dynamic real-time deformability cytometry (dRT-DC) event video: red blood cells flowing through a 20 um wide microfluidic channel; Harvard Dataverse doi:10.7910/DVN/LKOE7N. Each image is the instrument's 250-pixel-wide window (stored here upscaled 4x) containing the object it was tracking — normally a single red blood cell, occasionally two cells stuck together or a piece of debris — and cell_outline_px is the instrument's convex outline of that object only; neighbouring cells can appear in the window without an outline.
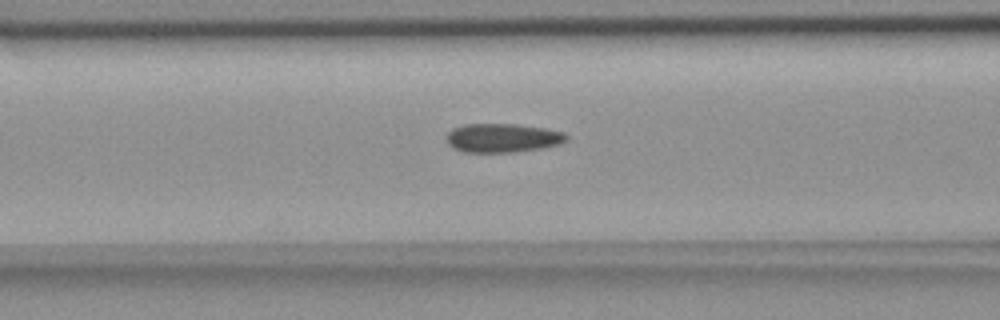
{"species": "common noctule bat (a hibernating species)", "species_latin": "Nyctalus noctula", "temperature_condition": "room temperature", "stored_images_in_passage": 9, "camera_frame_rate_fps": 3000, "um_per_image_px": 0.085, "animal": {"sex": "female", "body_mass_g": 18.4}, "frame": {"image": 1, "passage_image": 7, "time_ms": 8.0, "image_size_px": [1000, 320], "cell_outline_px": [[568, 140], [560, 144], [544, 148], [516, 152], [464, 152], [452, 148], [448, 144], [448, 132], [452, 128], [464, 124], [516, 124], [544, 128], [564, 132], [568, 136]], "centroid_in_image_um": [42.74, 11.73], "position_along_channel_um": 123.9, "area_um2": 20.35}}
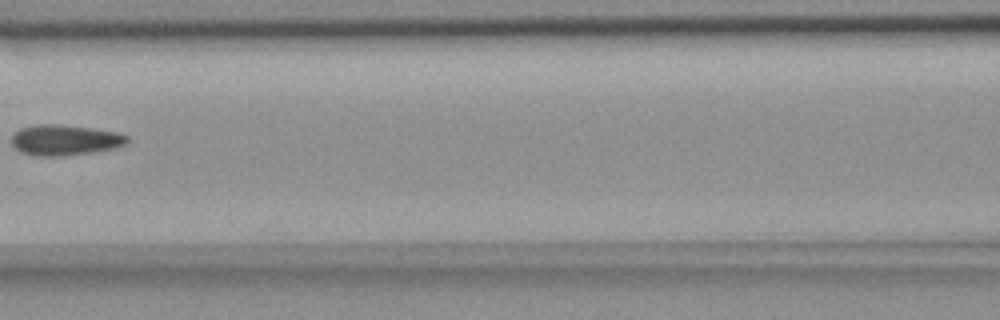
{"frame": {"image": 2, "passage_image": 8, "time_ms": 9.0, "image_size_px": [1000, 320], "cell_outline_px": [[128, 144], [116, 148], [88, 152], [56, 156], [32, 156], [20, 152], [12, 144], [12, 136], [20, 128], [36, 124], [56, 124], [92, 128], [116, 132], [128, 136]], "centroid_in_image_um": [5.5, 11.9], "position_along_channel_um": 161.1, "area_um2": 20.52}}
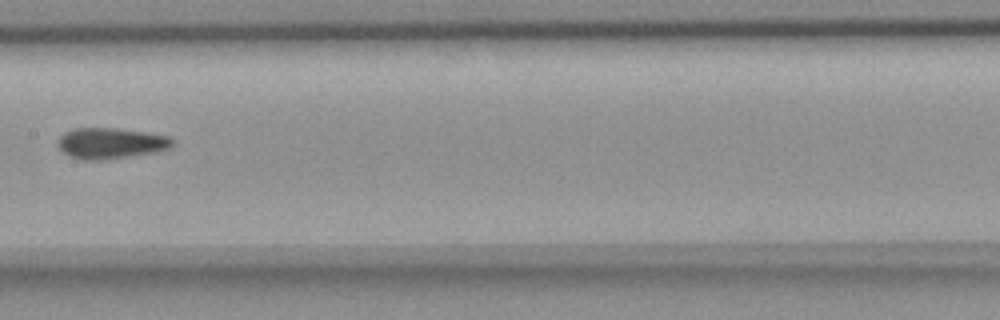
{"frame": {"image": 3, "passage_image": 9, "time_ms": 10.0, "image_size_px": [1000, 320], "cell_outline_px": [[176, 140], [172, 148], [156, 152], [104, 160], [84, 160], [72, 156], [64, 152], [56, 144], [56, 140], [64, 132], [76, 128], [116, 128], [144, 132], [168, 136]], "centroid_in_image_um": [9.44, 12.17], "position_along_channel_um": 198.0, "area_um2": 20.75}}